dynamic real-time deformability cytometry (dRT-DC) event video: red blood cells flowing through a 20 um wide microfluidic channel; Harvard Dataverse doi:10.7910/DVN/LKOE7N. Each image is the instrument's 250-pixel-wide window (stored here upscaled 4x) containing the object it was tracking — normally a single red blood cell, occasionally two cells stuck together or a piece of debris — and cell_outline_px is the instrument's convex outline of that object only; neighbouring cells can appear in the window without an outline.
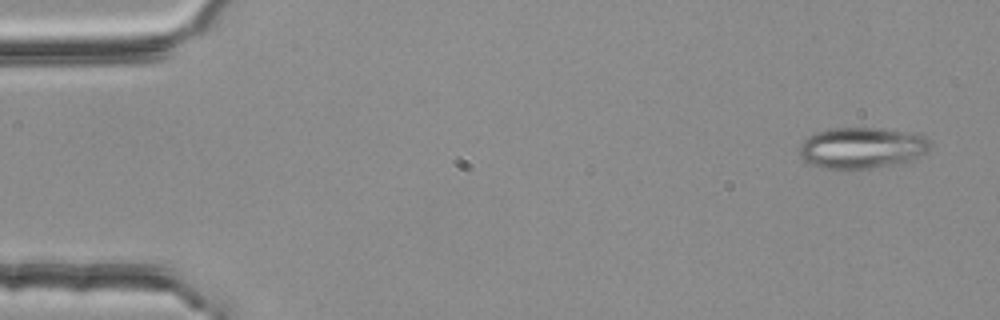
{"species": "common noctule bat (a hibernating species)", "species_latin": "Nyctalus noctula", "temperature_condition": "room temperature", "stored_images_in_passage": 4, "camera_frame_rate_fps": 3000, "um_per_image_px": 0.085, "animal": {"sex": "female", "body_mass_g": 25.1}, "frame": {"image": 1, "passage_image": 1, "time_ms": 0.0, "image_size_px": [1000, 320], "cell_outline_px": [[928, 152], [920, 156], [908, 160], [868, 168], [820, 168], [808, 164], [800, 156], [800, 144], [808, 136], [816, 132], [828, 128], [880, 128], [924, 136], [928, 140]], "centroid_in_image_um": [73.17, 12.56], "position_along_channel_um": 11.8, "area_um2": 30.75}}